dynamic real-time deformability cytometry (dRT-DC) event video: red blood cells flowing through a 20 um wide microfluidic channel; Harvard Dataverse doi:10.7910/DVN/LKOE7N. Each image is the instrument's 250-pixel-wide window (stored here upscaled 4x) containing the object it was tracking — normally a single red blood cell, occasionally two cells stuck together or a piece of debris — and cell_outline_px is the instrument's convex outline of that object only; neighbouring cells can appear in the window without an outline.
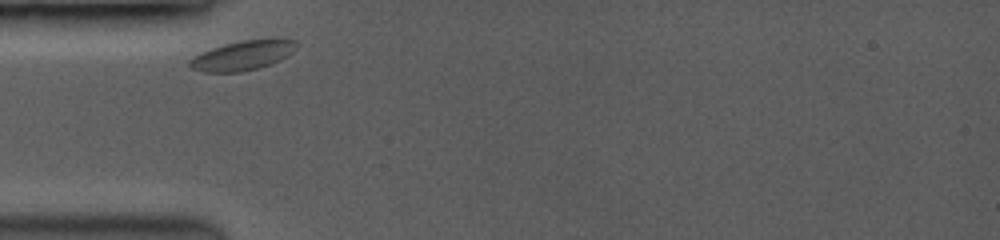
{"species": "common noctule bat (a hibernating species)", "species_latin": "Nyctalus noctula", "temperature_condition": "room temperature", "stored_images_in_passage": 17, "camera_frame_rate_fps": 3500, "um_per_image_px": 0.085, "animal": {"sex": "female", "body_mass_g": 19.0, "forearm_length_mm": 53.3}, "frame": {"image": 1, "passage_image": 1, "time_ms": 0.0, "image_size_px": [1000, 240], "cell_outline_px": [[296, 48], [292, 52], [280, 60], [256, 68], [240, 72], [204, 72], [192, 68], [188, 64], [188, 60], [200, 52], [224, 44], [240, 40], [296, 40]], "centroid_in_image_um": [20.55, 4.72], "position_along_channel_um": 64.4, "area_um2": 17.98}}
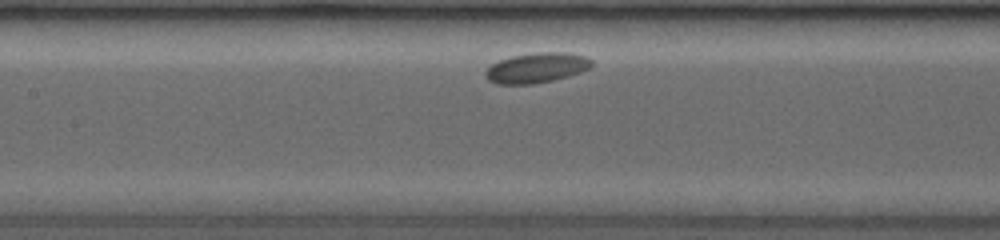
{"frame": {"image": 2, "passage_image": 8, "time_ms": 2.857, "image_size_px": [1000, 240], "cell_outline_px": [[592, 64], [588, 68], [580, 72], [568, 76], [552, 80], [532, 84], [496, 84], [488, 80], [484, 76], [484, 72], [492, 64], [500, 60], [512, 56], [536, 52], [564, 52], [584, 56], [592, 60]], "centroid_in_image_um": [45.57, 5.76], "position_along_channel_um": 161.8, "area_um2": 18.5}}
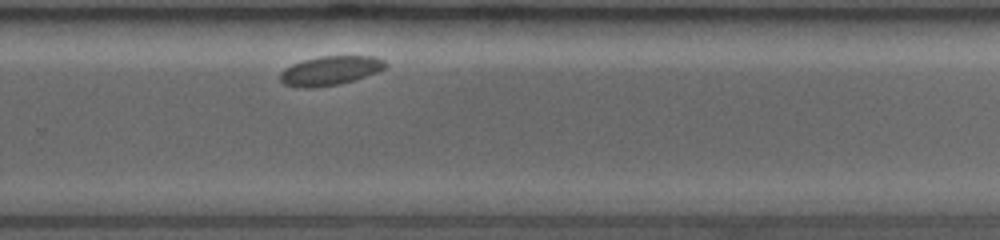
{"frame": {"image": 3, "passage_image": 17, "time_ms": 6.857, "image_size_px": [1000, 240], "cell_outline_px": [[388, 64], [384, 68], [376, 72], [352, 80], [336, 84], [304, 88], [284, 84], [280, 80], [280, 72], [284, 68], [292, 64], [304, 60], [320, 56], [372, 56], [384, 60]], "centroid_in_image_um": [28.04, 5.98], "position_along_channel_um": 301.8, "area_um2": 17.51}}